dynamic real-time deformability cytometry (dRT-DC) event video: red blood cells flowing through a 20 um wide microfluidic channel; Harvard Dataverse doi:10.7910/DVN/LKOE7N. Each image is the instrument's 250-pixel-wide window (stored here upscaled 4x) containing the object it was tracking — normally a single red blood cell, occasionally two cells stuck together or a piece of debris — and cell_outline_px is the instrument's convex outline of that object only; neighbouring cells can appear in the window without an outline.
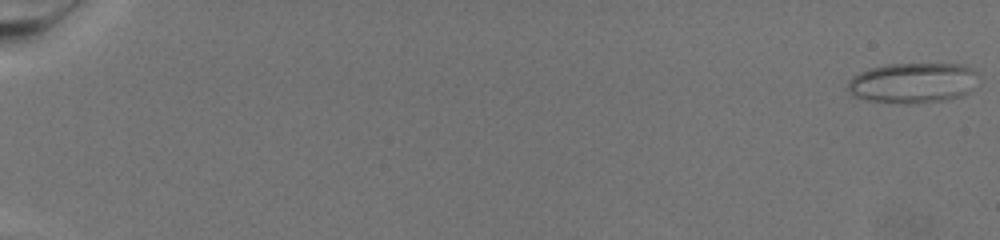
{"species": "common noctule bat (a hibernating species)", "species_latin": "Nyctalus noctula", "temperature_condition": "warm", "stored_images_in_passage": 77, "camera_frame_rate_fps": 3000, "um_per_image_px": 0.085, "animal": {"sex": "female", "body_mass_g": 19.5, "forearm_length_mm": 54.1}, "frame": {"image": 1, "passage_image": 1, "time_ms": 0.0, "image_size_px": [1000, 240], "cell_outline_px": [[976, 72], [968, 92], [960, 96], [944, 100], [912, 104], [908, 104], [868, 100], [852, 96], [848, 88], [848, 80], [852, 76], [868, 68], [888, 64], [964, 64], [972, 68]], "centroid_in_image_um": [77.52, 7.04], "position_along_channel_um": 7.5, "area_um2": 30.46}}
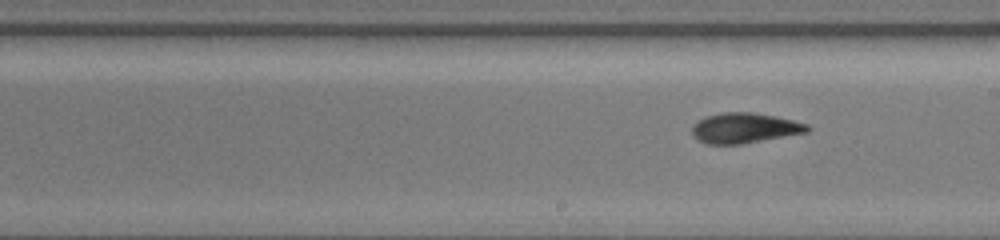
{"frame": {"image": 2, "passage_image": 47, "time_ms": 15.333, "image_size_px": [1000, 240], "cell_outline_px": [[812, 128], [808, 132], [740, 144], [708, 144], [696, 140], [692, 136], [692, 124], [696, 120], [704, 116], [720, 112], [752, 112], [776, 116], [808, 124]], "centroid_in_image_um": [63.24, 10.87], "position_along_channel_um": 225.8, "area_um2": 20.58}}
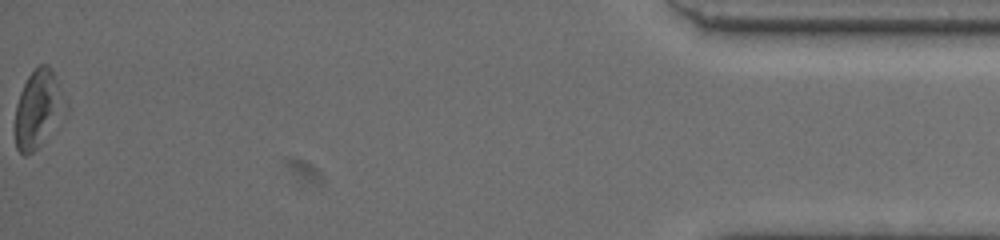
{"frame": {"image": 3, "passage_image": 77, "time_ms": 25.333, "image_size_px": [1000, 240], "cell_outline_px": [[60, 108], [36, 148], [32, 152], [24, 156], [16, 148], [12, 132], [16, 104], [20, 92], [28, 76], [40, 64], [48, 64], [52, 72], [56, 84]], "centroid_in_image_um": [2.99, 9.28], "position_along_channel_um": 432.2, "area_um2": 20.4}}